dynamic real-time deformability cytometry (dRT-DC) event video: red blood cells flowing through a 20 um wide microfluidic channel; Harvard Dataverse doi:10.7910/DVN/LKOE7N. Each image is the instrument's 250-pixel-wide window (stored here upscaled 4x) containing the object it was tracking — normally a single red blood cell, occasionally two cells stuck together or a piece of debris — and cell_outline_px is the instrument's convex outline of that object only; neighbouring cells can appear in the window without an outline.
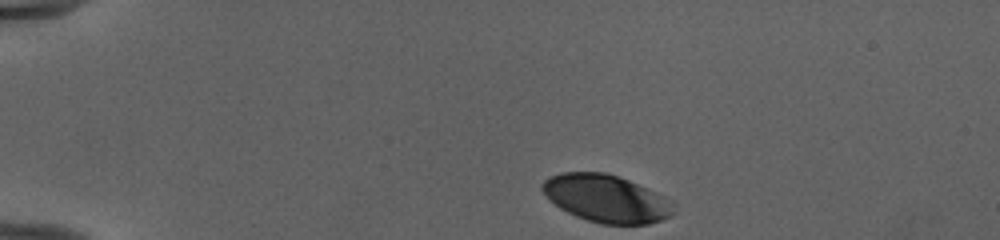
{"species": "human", "species_latin": "Homo sapiens", "temperature_condition": "cold", "stored_images_in_passage": 43, "camera_frame_rate_fps": 3000, "um_per_image_px": 0.085, "donor": {"sex": "female"}, "frame": {"image": 1, "passage_image": 1, "time_ms": 0.0, "image_size_px": [1000, 240], "cell_outline_px": [[672, 200], [668, 216], [660, 220], [648, 224], [600, 224], [576, 216], [560, 208], [548, 200], [540, 188], [540, 184], [548, 176], [560, 172], [604, 172], [628, 180], [656, 192]], "centroid_in_image_um": [51.44, 16.86], "position_along_channel_um": 33.6, "area_um2": 36.13}}
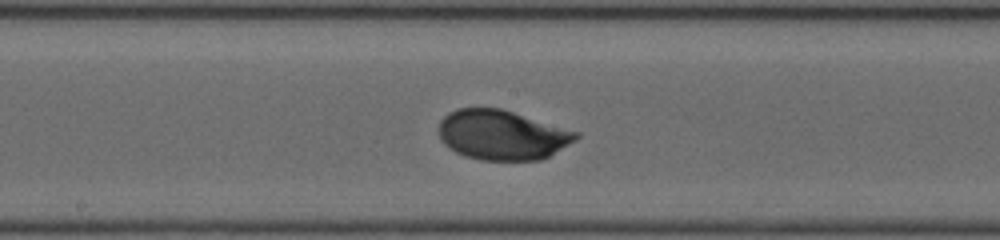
{"frame": {"image": 2, "passage_image": 20, "time_ms": 6.333, "image_size_px": [1000, 240], "cell_outline_px": [[580, 136], [576, 140], [548, 156], [540, 160], [480, 160], [464, 156], [448, 148], [440, 140], [440, 120], [448, 112], [456, 108], [500, 108], [580, 132]], "centroid_in_image_um": [42.66, 11.47], "position_along_channel_um": 205.5, "area_um2": 39.82}}
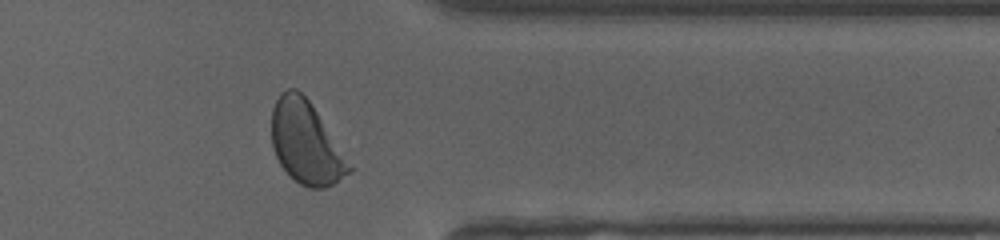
{"frame": {"image": 3, "passage_image": 34, "time_ms": 11.0, "image_size_px": [1000, 240], "cell_outline_px": [[352, 172], [332, 184], [324, 188], [308, 188], [300, 184], [280, 164], [276, 156], [272, 144], [272, 108], [280, 92], [288, 88], [296, 88], [308, 100], [316, 112], [352, 168]], "centroid_in_image_um": [25.97, 12.13], "position_along_channel_um": 385.4, "area_um2": 36.3}, "authors_computed_cell_mechanics": {"area_um2": 39.5352, "velocity_mm_per_s": 3.9465, "shape_relaxation_time_tau1_ms": 2.6294, "shape_relaxation_time_tau2_ms": null, "deformation_change_tau1": 0.1344, "deformation_change_tau2": null}}